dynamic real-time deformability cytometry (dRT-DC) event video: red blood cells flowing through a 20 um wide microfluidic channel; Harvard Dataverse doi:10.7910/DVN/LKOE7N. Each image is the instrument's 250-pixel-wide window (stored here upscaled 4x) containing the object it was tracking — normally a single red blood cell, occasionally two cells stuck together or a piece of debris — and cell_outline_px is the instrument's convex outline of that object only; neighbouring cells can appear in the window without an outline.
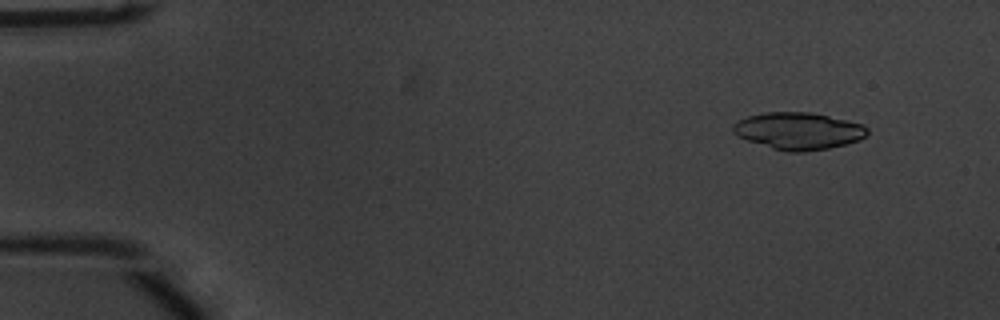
{"species": "common noctule bat (a hibernating species)", "species_latin": "Nyctalus noctula", "temperature_condition": "warm", "stored_images_in_passage": 53, "camera_frame_rate_fps": 3000, "um_per_image_px": 0.085, "animal": {"sex": "male", "body_mass_g": 20.1, "forearm_length_mm": 53.5}, "frame": {"image": 1, "passage_image": 5, "time_ms": 1.333, "image_size_px": [1000, 320], "cell_outline_px": [[868, 132], [860, 140], [828, 148], [804, 152], [784, 152], [736, 136], [732, 132], [732, 124], [736, 120], [748, 116], [764, 112], [812, 112], [864, 124], [868, 128]], "centroid_in_image_um": [67.83, 11.12], "position_along_channel_um": 17.2, "area_um2": 29.19}}